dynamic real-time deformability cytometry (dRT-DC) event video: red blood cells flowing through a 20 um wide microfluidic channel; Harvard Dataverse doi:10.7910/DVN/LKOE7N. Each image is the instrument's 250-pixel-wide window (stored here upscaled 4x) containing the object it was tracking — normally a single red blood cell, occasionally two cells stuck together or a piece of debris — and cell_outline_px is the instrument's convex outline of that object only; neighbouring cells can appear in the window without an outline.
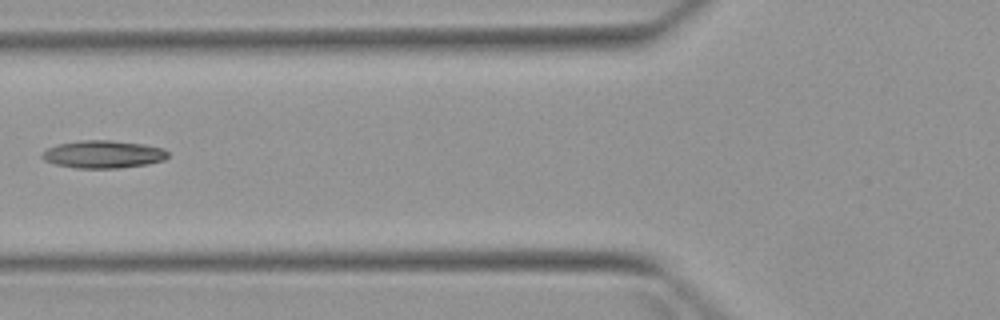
{"species": "Egyptian fruit bat (a non-hibernating species)", "species_latin": "Rousettus aegyptiacus", "temperature_condition": "warm", "stored_images_in_passage": 6, "camera_frame_rate_fps": 3000, "um_per_image_px": 0.085, "animal": {"sex": "female"}, "frame": {"image": 1, "passage_image": 6, "time_ms": 5.667, "image_size_px": [1000, 320], "cell_outline_px": [[168, 156], [164, 160], [148, 164], [116, 168], [76, 168], [56, 164], [44, 160], [40, 156], [48, 148], [56, 144], [80, 140], [112, 140], [144, 144], [164, 148], [168, 152]], "centroid_in_image_um": [8.78, 13.1], "position_along_channel_um": 117.0, "area_um2": 20.35}}